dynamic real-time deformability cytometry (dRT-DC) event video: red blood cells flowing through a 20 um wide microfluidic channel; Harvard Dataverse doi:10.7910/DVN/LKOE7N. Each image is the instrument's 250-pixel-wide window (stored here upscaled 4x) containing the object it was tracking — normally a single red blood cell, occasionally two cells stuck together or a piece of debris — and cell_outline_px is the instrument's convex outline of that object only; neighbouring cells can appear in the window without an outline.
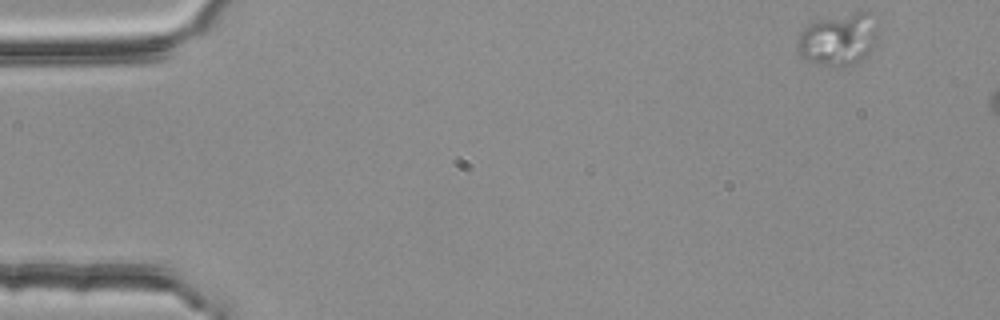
{"species": "common noctule bat (a hibernating species)", "species_latin": "Nyctalus noctula", "temperature_condition": "room temperature", "stored_images_in_passage": 10, "camera_frame_rate_fps": 3000, "um_per_image_px": 0.085, "animal": {"sex": "female", "body_mass_g": 25.1}, "frame": {"image": 1, "passage_image": 1, "time_ms": 0.0, "image_size_px": [1000, 320], "cell_outline_px": [[880, 36], [876, 48], [852, 64], [824, 64], [804, 60], [800, 56], [800, 32], [808, 24], [816, 20], [856, 12], [868, 12], [880, 16]], "centroid_in_image_um": [71.43, 3.27], "position_along_channel_um": 13.6, "area_um2": 24.74}}